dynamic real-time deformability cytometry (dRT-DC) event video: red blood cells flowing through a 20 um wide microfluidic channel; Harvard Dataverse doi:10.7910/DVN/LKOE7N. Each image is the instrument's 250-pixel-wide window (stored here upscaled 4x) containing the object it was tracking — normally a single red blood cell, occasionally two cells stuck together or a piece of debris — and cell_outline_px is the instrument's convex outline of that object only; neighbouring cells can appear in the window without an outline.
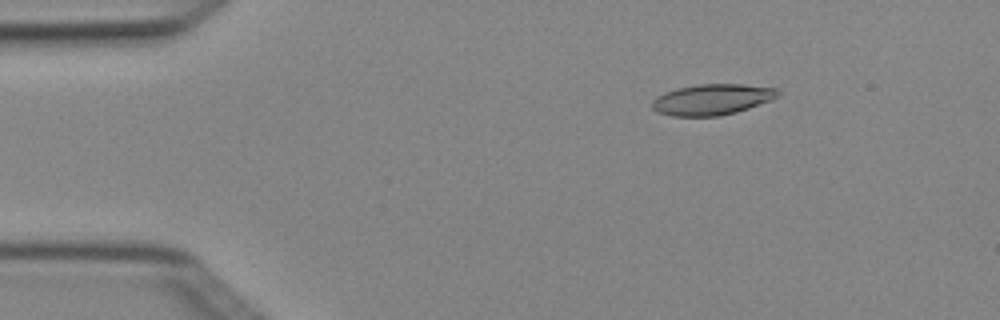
{"species": "Egyptian fruit bat (a non-hibernating species)", "species_latin": "Rousettus aegyptiacus", "temperature_condition": "cold", "stored_images_in_passage": 3, "camera_frame_rate_fps": 3000, "um_per_image_px": 0.085, "animal": {"sex": "female"}, "frame": {"image": 1, "passage_image": 2, "time_ms": 0.333, "image_size_px": [1000, 320], "cell_outline_px": [[780, 96], [772, 100], [736, 112], [720, 116], [672, 116], [656, 112], [652, 108], [652, 100], [656, 96], [664, 92], [676, 88], [700, 84], [744, 84], [776, 88], [780, 92]], "centroid_in_image_um": [60.52, 8.45], "position_along_channel_um": 24.5, "area_um2": 22.83}}